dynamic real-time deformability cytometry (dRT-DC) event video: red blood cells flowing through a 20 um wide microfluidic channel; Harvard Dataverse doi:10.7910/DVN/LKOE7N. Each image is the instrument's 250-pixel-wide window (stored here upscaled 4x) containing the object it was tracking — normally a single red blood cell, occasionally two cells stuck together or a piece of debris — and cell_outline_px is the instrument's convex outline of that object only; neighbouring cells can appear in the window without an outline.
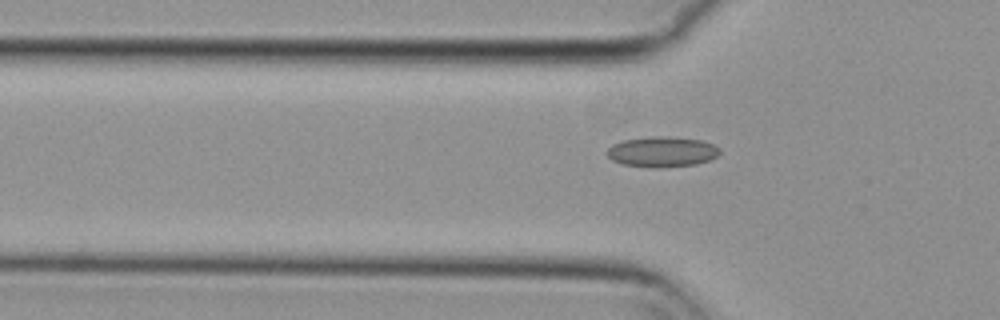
{"species": "common noctule bat (a hibernating species)", "species_latin": "Nyctalus noctula", "temperature_condition": "cold", "stored_images_in_passage": 39, "camera_frame_rate_fps": 3000, "um_per_image_px": 0.085, "animal": {"sex": "female", "body_mass_g": 29.2, "forearm_length_mm": 56.3}, "frame": {"image": 1, "passage_image": 7, "time_ms": 2.0, "image_size_px": [1000, 320], "cell_outline_px": [[720, 152], [716, 156], [708, 160], [696, 164], [660, 168], [652, 168], [624, 164], [612, 160], [608, 156], [608, 148], [612, 144], [620, 140], [652, 136], [668, 136], [700, 140], [712, 144], [720, 148]], "centroid_in_image_um": [56.25, 12.9], "position_along_channel_um": 69.5, "area_um2": 20.0}}
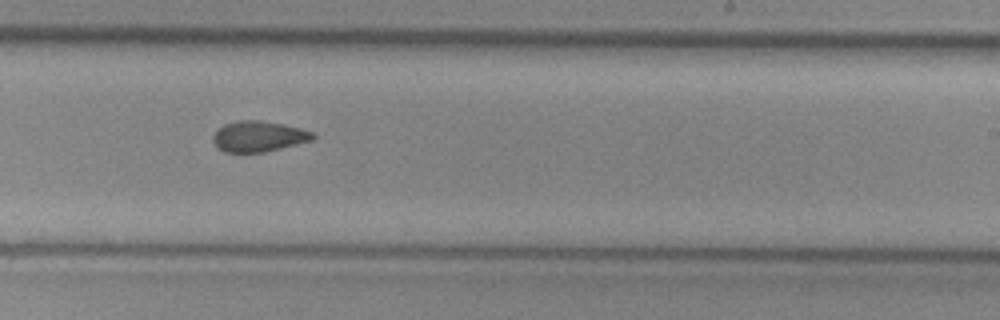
{"frame": {"image": 2, "passage_image": 23, "time_ms": 7.333, "image_size_px": [1000, 320], "cell_outline_px": [[316, 136], [312, 140], [264, 152], [224, 152], [212, 140], [212, 136], [224, 124], [240, 120], [260, 120], [284, 124], [300, 128], [312, 132]], "centroid_in_image_um": [21.99, 11.58], "position_along_channel_um": 267.0, "area_um2": 17.63}}
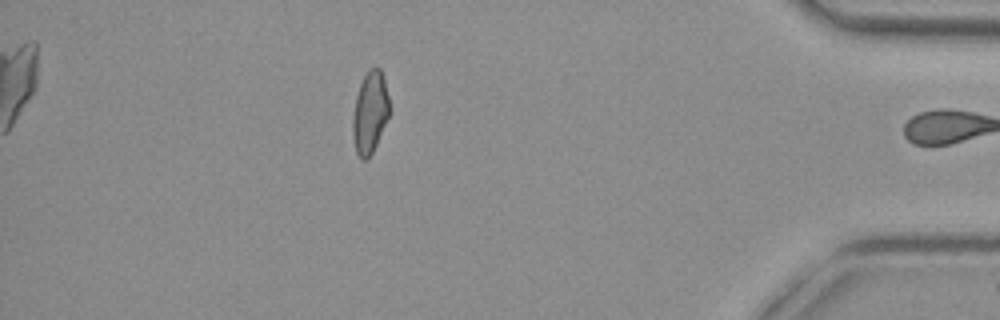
{"frame": {"image": 3, "passage_image": 38, "time_ms": 12.333, "image_size_px": [1000, 320], "cell_outline_px": [[392, 112], [372, 152], [364, 160], [356, 152], [352, 136], [352, 120], [356, 96], [360, 84], [368, 68], [376, 64], [380, 68], [384, 80]], "centroid_in_image_um": [31.47, 9.51], "position_along_channel_um": 403.7, "area_um2": 17.74}, "authors_computed_cell_mechanics": {"area_um2": 18.2648, "velocity_mm_per_s": 3.7016, "shape_relaxation_time_tau1_ms": null, "shape_relaxation_time_tau2_ms": 6.4597, "deformation_change_tau1": null, "deformation_change_tau2": 0.0943}}